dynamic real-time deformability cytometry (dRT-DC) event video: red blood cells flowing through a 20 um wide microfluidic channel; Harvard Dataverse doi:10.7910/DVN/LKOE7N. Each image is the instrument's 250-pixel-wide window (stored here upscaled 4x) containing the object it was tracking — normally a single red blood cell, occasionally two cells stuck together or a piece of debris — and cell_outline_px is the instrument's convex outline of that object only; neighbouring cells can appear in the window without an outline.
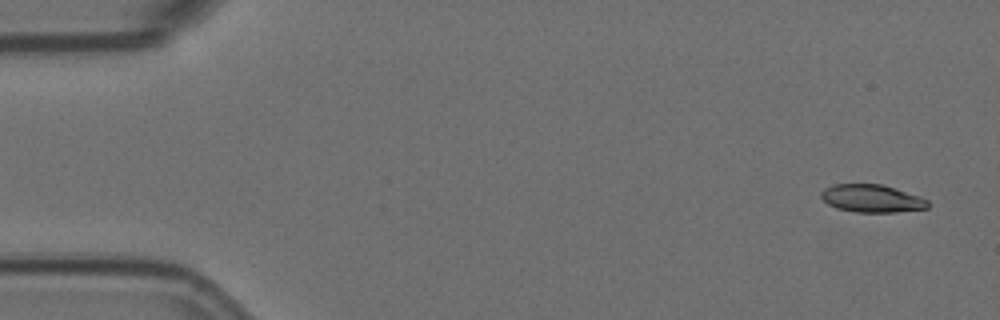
{"species": "Egyptian fruit bat (a non-hibernating species)", "species_latin": "Rousettus aegyptiacus", "temperature_condition": "room temperature", "stored_images_in_passage": 6, "camera_frame_rate_fps": 3000, "um_per_image_px": 0.085, "animal": {"sex": "female"}, "frame": {"image": 1, "passage_image": 1, "time_ms": 0.0, "image_size_px": [1000, 320], "cell_outline_px": [[928, 208], [896, 212], [856, 212], [836, 208], [828, 204], [820, 196], [820, 192], [824, 188], [832, 184], [880, 184], [920, 196], [928, 200]], "centroid_in_image_um": [74.07, 16.87], "position_along_channel_um": 10.9, "area_um2": 17.22}}
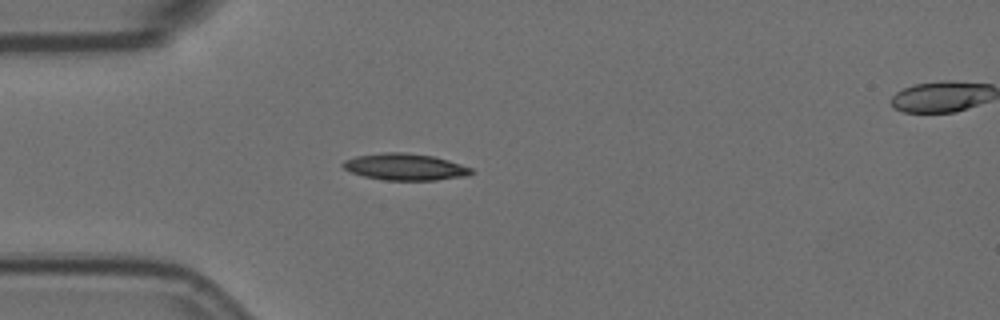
{"frame": {"image": 2, "passage_image": 5, "time_ms": 1.333, "image_size_px": [1000, 320], "cell_outline_px": [[472, 172], [468, 176], [436, 180], [384, 180], [364, 176], [352, 172], [344, 168], [340, 164], [344, 160], [356, 156], [384, 152], [404, 152], [432, 156], [448, 160], [472, 168]], "centroid_in_image_um": [34.42, 14.18], "position_along_channel_um": 50.6, "area_um2": 19.88}}